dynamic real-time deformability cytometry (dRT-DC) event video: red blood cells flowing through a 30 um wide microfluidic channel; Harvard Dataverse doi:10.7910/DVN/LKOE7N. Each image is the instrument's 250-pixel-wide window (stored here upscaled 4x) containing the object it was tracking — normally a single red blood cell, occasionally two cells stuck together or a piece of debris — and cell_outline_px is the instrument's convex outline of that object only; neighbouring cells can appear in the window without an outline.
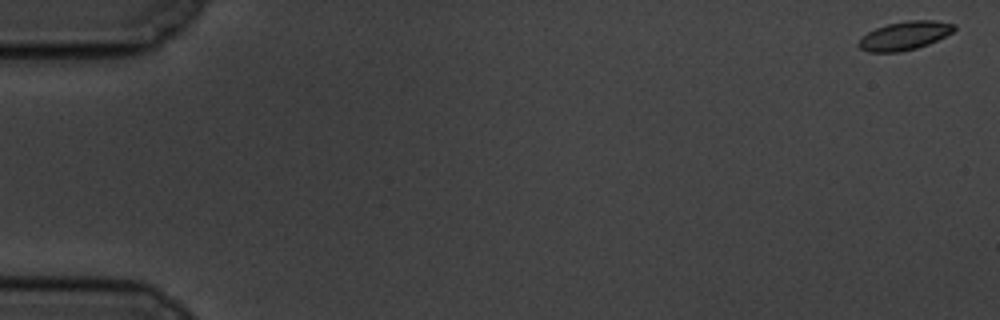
{"species": "common noctule bat (a hibernating species)", "species_latin": "Nyctalus noctula", "temperature_condition": "cold", "stored_images_in_passage": 59, "camera_frame_rate_fps": 3000, "um_per_image_px": 0.085, "animal": {"sex": "male", "body_mass_g": 19.5, "forearm_length_mm": 54.6}, "frame": {"image": 1, "passage_image": 1, "time_ms": 0.0, "image_size_px": [1000, 320], "cell_outline_px": [[956, 28], [952, 32], [928, 44], [916, 48], [900, 52], [868, 52], [860, 48], [856, 44], [868, 32], [876, 28], [888, 24], [908, 20], [936, 20], [956, 24]], "centroid_in_image_um": [76.9, 3.03], "position_along_channel_um": 8.1, "area_um2": 15.78}}
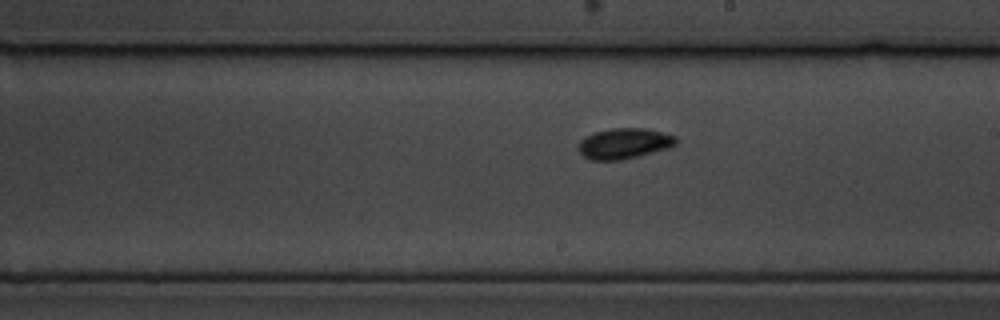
{"frame": {"image": 2, "passage_image": 34, "time_ms": 11.0, "image_size_px": [1000, 320], "cell_outline_px": [[676, 144], [672, 148], [620, 160], [592, 160], [584, 156], [580, 152], [580, 140], [596, 132], [612, 128], [648, 128], [676, 136]], "centroid_in_image_um": [53.12, 12.19], "position_along_channel_um": 235.9, "area_um2": 17.28}}
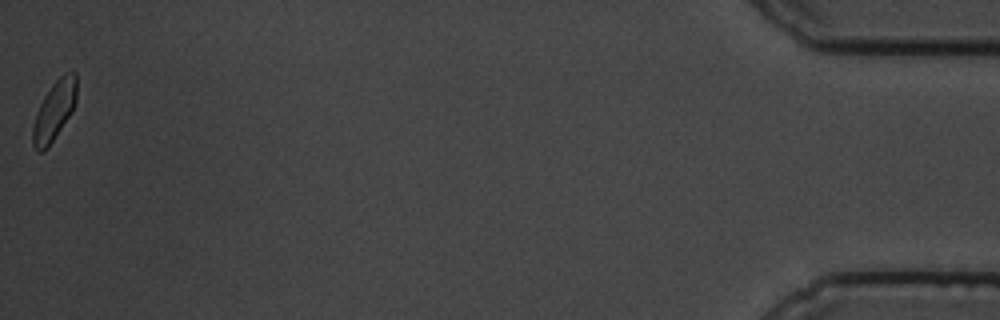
{"frame": {"image": 3, "passage_image": 59, "time_ms": 19.333, "image_size_px": [1000, 320], "cell_outline_px": [[76, 100], [72, 112], [48, 148], [44, 152], [36, 152], [32, 144], [32, 128], [36, 112], [44, 96], [52, 84], [64, 72], [76, 72]], "centroid_in_image_um": [4.59, 9.44], "position_along_channel_um": 430.6, "area_um2": 15.32}, "authors_computed_cell_mechanics": {"area_um2": 16.0684, "velocity_mm_per_s": 3.4301, "shape_relaxation_time_tau1_ms": 1.8915, "shape_relaxation_time_tau2_ms": null, "deformation_change_tau1": 0.0832, "deformation_change_tau2": null}}